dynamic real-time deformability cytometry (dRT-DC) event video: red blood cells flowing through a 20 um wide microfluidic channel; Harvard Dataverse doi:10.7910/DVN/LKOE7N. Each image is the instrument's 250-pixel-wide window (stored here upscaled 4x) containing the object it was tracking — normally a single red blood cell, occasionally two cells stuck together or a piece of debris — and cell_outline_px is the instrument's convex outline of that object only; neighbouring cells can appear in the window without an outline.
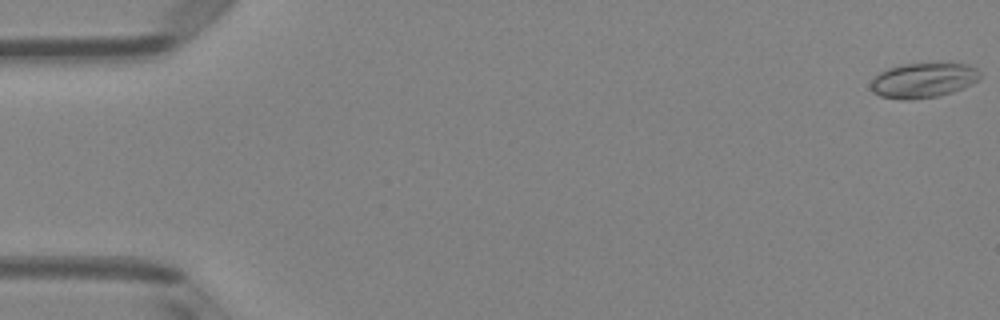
{"species": "Egyptian fruit bat (a non-hibernating species)", "species_latin": "Rousettus aegyptiacus", "temperature_condition": "room temperature", "stored_images_in_passage": 50, "camera_frame_rate_fps": 3000, "um_per_image_px": 0.085, "animal": {"sex": "female"}, "frame": {"image": 1, "passage_image": 1, "time_ms": 0.0, "image_size_px": [1000, 320], "cell_outline_px": [[980, 80], [964, 88], [940, 96], [912, 100], [900, 100], [880, 96], [872, 92], [872, 80], [880, 72], [888, 68], [904, 64], [968, 64], [976, 68], [980, 72]], "centroid_in_image_um": [78.5, 6.85], "position_along_channel_um": 6.5, "area_um2": 22.25}}
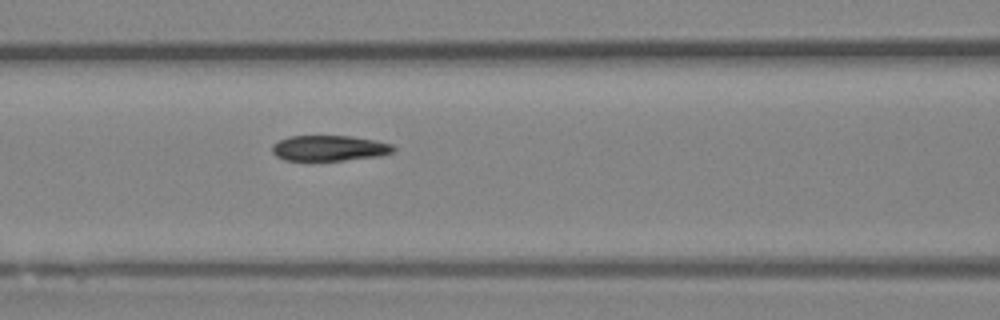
{"frame": {"image": 2, "passage_image": 22, "time_ms": 7.0, "image_size_px": [1000, 320], "cell_outline_px": [[396, 152], [380, 156], [312, 164], [284, 160], [276, 156], [272, 152], [272, 144], [288, 136], [352, 136], [376, 140], [392, 144], [396, 148]], "centroid_in_image_um": [27.97, 12.64], "position_along_channel_um": 138.6, "area_um2": 19.13}}
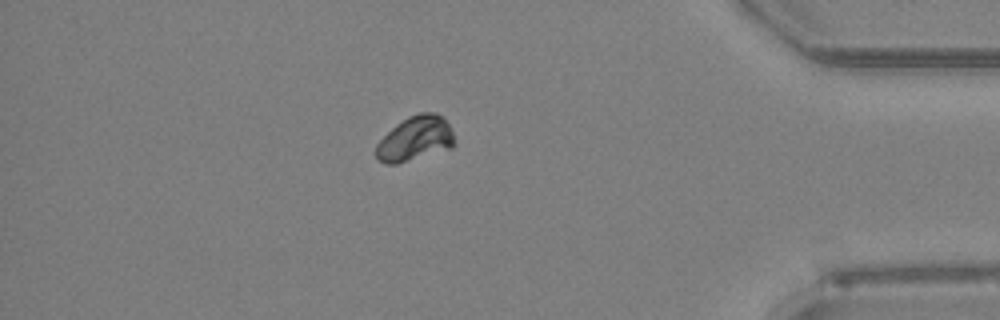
{"frame": {"image": 3, "passage_image": 44, "time_ms": 14.333, "image_size_px": [1000, 320], "cell_outline_px": [[456, 144], [452, 148], [396, 164], [388, 164], [380, 160], [376, 156], [376, 144], [396, 124], [408, 116], [420, 112], [436, 112], [448, 124], [452, 132]], "centroid_in_image_um": [35.3, 11.78], "position_along_channel_um": 399.9, "area_um2": 20.23}, "authors_computed_cell_mechanics": {"area_um2": 19.652, "velocity_mm_per_s": 4.0521, "shape_relaxation_time_tau1_ms": 3.4161, "shape_relaxation_time_tau2_ms": null, "deformation_change_tau1": 0.0604, "deformation_change_tau2": null}}